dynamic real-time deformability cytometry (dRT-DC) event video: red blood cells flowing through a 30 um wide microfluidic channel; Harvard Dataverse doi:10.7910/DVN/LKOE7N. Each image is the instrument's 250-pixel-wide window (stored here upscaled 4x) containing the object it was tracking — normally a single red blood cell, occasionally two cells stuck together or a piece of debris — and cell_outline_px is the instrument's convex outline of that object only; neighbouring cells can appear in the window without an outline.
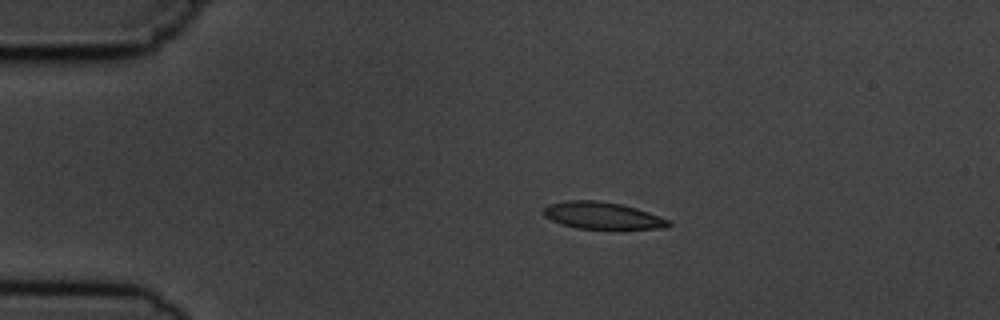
{"species": "common noctule bat (a hibernating species)", "species_latin": "Nyctalus noctula", "temperature_condition": "cold", "stored_images_in_passage": 5, "camera_frame_rate_fps": 3000, "um_per_image_px": 0.085, "animal": {"sex": "male", "body_mass_g": 19.5, "forearm_length_mm": 54.6}, "frame": {"image": 1, "passage_image": 2, "time_ms": 2.0, "image_size_px": [1000, 320], "cell_outline_px": [[672, 224], [668, 228], [576, 228], [552, 220], [544, 216], [544, 208], [548, 204], [568, 200], [596, 200], [620, 204], [636, 208], [648, 212], [668, 220]], "centroid_in_image_um": [51.19, 18.31], "position_along_channel_um": 33.8, "area_um2": 19.25}}
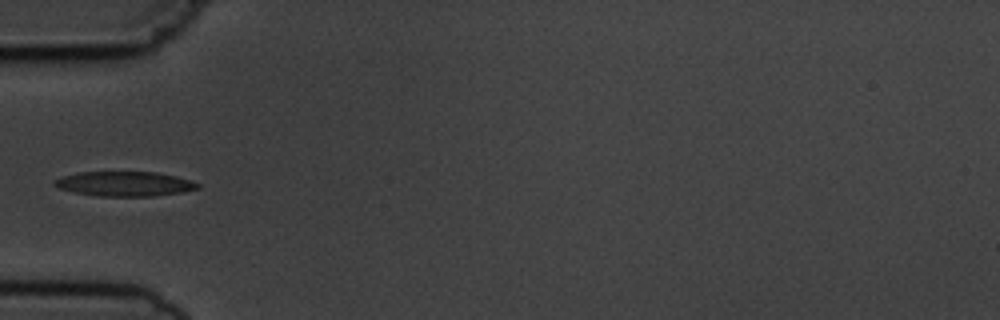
{"frame": {"image": 2, "passage_image": 4, "time_ms": 4.333, "image_size_px": [1000, 320], "cell_outline_px": [[200, 188], [180, 192], [152, 196], [96, 196], [76, 192], [60, 188], [52, 184], [56, 180], [64, 176], [80, 172], [156, 172], [176, 176], [192, 180], [200, 184]], "centroid_in_image_um": [10.64, 15.62], "position_along_channel_um": 74.4, "area_um2": 20.4}}
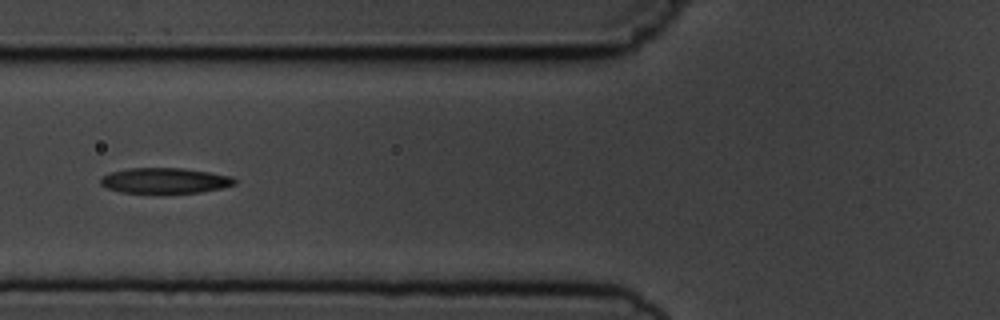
{"frame": {"image": 3, "passage_image": 5, "time_ms": 5.333, "image_size_px": [1000, 320], "cell_outline_px": [[236, 184], [220, 188], [200, 192], [120, 192], [108, 188], [100, 184], [100, 176], [112, 172], [128, 168], [184, 168], [232, 176], [236, 180]], "centroid_in_image_um": [14.0, 15.33], "position_along_channel_um": 111.8, "area_um2": 19.65}}